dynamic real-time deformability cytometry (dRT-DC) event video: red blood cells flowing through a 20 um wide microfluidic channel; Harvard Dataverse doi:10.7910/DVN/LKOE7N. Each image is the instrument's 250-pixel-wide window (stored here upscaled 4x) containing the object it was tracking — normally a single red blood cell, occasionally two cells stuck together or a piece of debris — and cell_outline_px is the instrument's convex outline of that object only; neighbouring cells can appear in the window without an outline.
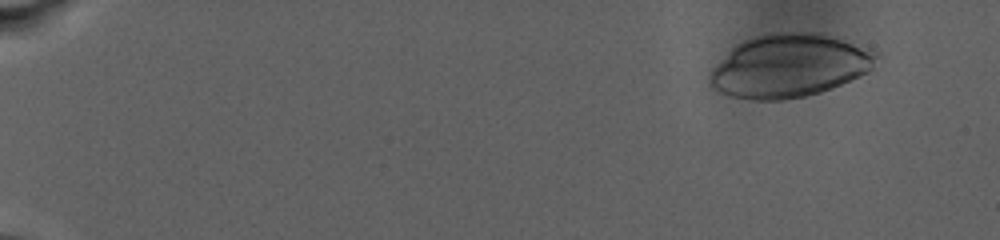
{"species": "human", "species_latin": "Homo sapiens", "temperature_condition": "warm", "stored_images_in_passage": 57, "camera_frame_rate_fps": 3000, "um_per_image_px": 0.085, "donor": {"sex": "male"}, "frame": {"image": 1, "passage_image": 1, "time_ms": 0.0, "image_size_px": [1000, 240], "cell_outline_px": [[880, 56], [872, 68], [832, 88], [820, 92], [804, 96], [784, 100], [752, 100], [732, 96], [716, 92], [708, 84], [708, 76], [712, 68], [736, 44], [744, 40], [756, 36], [772, 32], [824, 32], [836, 36], [876, 52]], "centroid_in_image_um": [67.05, 5.58], "position_along_channel_um": 18.0, "area_um2": 61.5}}
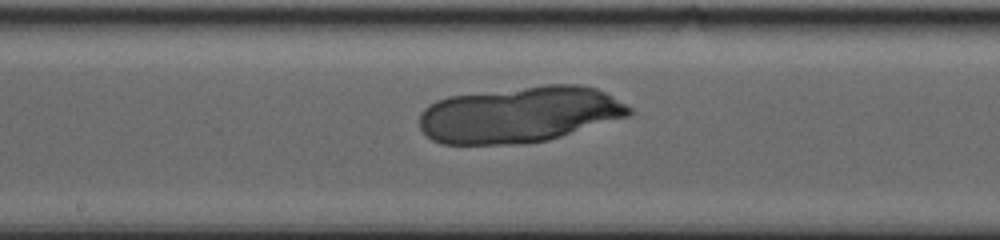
{"frame": {"image": 2, "passage_image": 35, "time_ms": 14.0, "image_size_px": [1000, 240], "cell_outline_px": [[632, 112], [628, 116], [548, 140], [524, 144], [440, 144], [432, 140], [420, 128], [420, 112], [428, 104], [436, 100], [448, 96], [544, 84], [580, 84], [596, 88], [604, 92], [632, 108]], "centroid_in_image_um": [44.12, 9.73], "position_along_channel_um": 204.1, "area_um2": 68.84}}
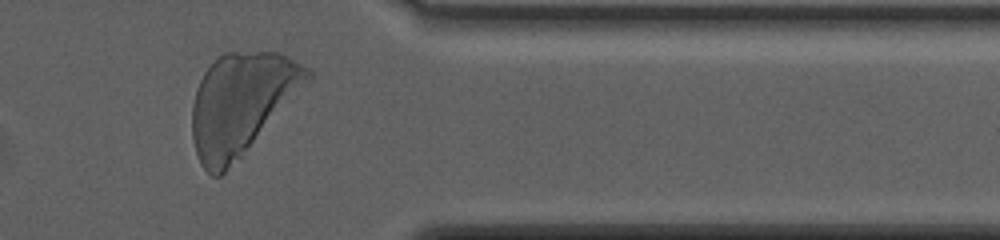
{"frame": {"image": 3, "passage_image": 50, "time_ms": 21.667, "image_size_px": [1000, 240], "cell_outline_px": [[316, 72], [312, 80], [240, 156], [220, 176], [212, 176], [200, 164], [196, 152], [192, 136], [192, 104], [196, 88], [204, 72], [224, 52], [280, 52], [288, 56]], "centroid_in_image_um": [20.54, 8.77], "position_along_channel_um": 390.9, "area_um2": 67.74}}